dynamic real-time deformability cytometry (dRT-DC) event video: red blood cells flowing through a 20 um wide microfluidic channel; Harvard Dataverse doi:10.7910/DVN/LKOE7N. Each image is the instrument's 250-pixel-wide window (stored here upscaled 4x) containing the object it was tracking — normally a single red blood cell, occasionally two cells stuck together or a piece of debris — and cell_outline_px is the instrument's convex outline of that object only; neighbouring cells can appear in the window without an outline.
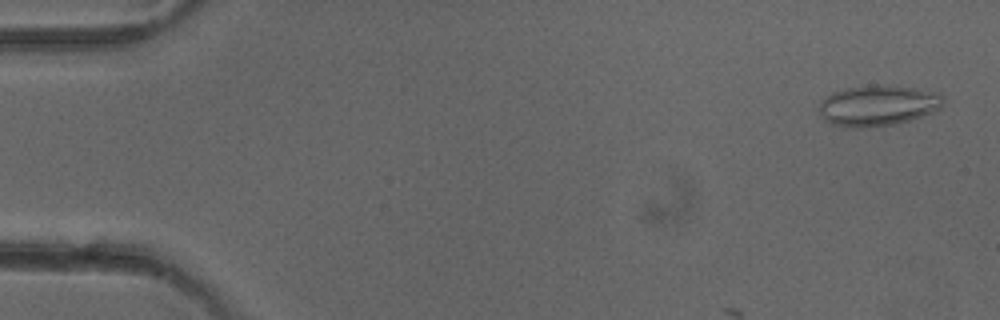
{"species": "common noctule bat (a hibernating species)", "species_latin": "Nyctalus noctula", "temperature_condition": "cold", "stored_images_in_passage": 3, "camera_frame_rate_fps": 3000, "um_per_image_px": 0.085, "animal": {"sex": "female"}, "frame": {"image": 1, "passage_image": 1, "time_ms": 0.0, "image_size_px": [1000, 320], "cell_outline_px": [[944, 104], [936, 112], [896, 124], [868, 128], [848, 128], [832, 124], [824, 120], [820, 116], [820, 100], [832, 92], [848, 88], [876, 84], [892, 84], [940, 92], [944, 96]], "centroid_in_image_um": [74.66, 8.96], "position_along_channel_um": 10.3, "area_um2": 30.29}}